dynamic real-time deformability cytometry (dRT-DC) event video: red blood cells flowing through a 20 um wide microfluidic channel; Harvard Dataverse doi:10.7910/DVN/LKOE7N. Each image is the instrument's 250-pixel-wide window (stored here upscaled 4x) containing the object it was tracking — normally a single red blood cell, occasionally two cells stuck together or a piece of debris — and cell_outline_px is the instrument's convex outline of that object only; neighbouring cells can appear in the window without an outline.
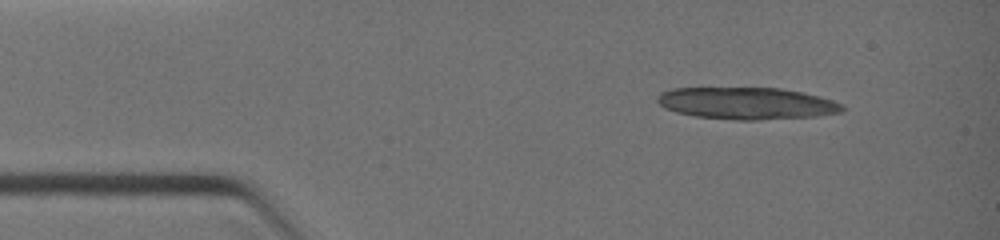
{"species": "common noctule bat (a hibernating species)", "species_latin": "Nyctalus noctula", "temperature_condition": "warm", "stored_images_in_passage": 10, "segment_of_instrument_passage": [1, 2], "camera_frame_rate_fps": 3000, "um_per_image_px": 0.085, "animal": {"sex": "female", "body_mass_g": 19.0, "forearm_length_mm": 51.5}, "frame": {"image": 1, "passage_image": 1, "time_ms": 0.0, "image_size_px": [1000, 240], "cell_outline_px": [[844, 108], [840, 112], [816, 116], [760, 120], [736, 120], [696, 116], [676, 112], [664, 108], [656, 100], [656, 96], [660, 92], [672, 88], [780, 88], [820, 96], [832, 100], [840, 104]], "centroid_in_image_um": [63.42, 8.78], "position_along_channel_um": 21.6, "area_um2": 34.39}}